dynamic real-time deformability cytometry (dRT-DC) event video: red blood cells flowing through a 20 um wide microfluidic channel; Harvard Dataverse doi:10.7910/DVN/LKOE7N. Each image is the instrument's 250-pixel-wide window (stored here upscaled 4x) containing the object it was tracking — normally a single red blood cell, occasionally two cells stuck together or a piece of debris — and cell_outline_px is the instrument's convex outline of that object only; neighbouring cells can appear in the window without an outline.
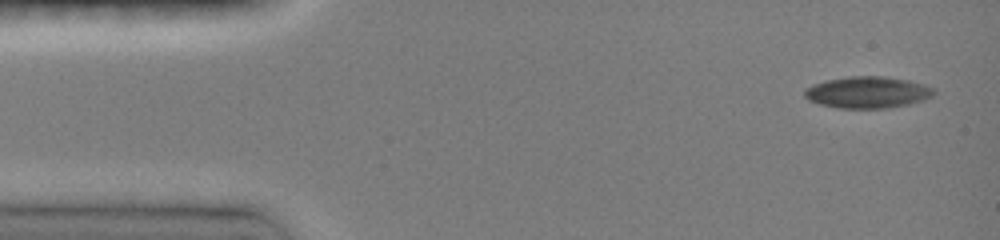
{"species": "common noctule bat (a hibernating species)", "species_latin": "Nyctalus noctula", "temperature_condition": "room temperature", "stored_images_in_passage": 7, "camera_frame_rate_fps": 3000, "um_per_image_px": 0.085, "animal": {"sex": "female", "body_mass_g": 19.0, "forearm_length_mm": 51.5}, "frame": {"image": 1, "passage_image": 1, "time_ms": 0.0, "image_size_px": [1000, 240], "cell_outline_px": [[936, 92], [932, 96], [924, 100], [908, 104], [888, 108], [836, 108], [820, 104], [808, 100], [804, 96], [804, 88], [812, 84], [824, 80], [848, 76], [884, 76], [908, 80], [924, 84], [936, 88]], "centroid_in_image_um": [73.73, 7.84], "position_along_channel_um": 11.3, "area_um2": 24.16}}
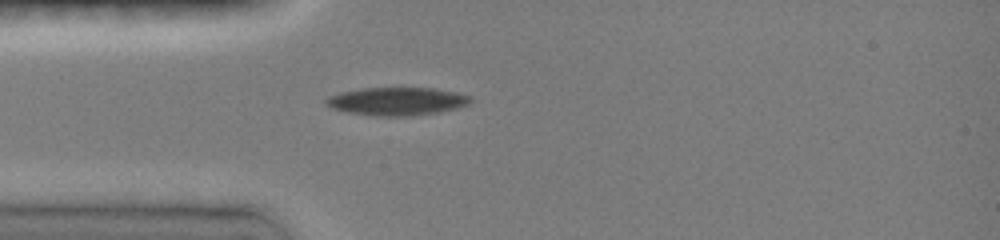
{"frame": {"image": 2, "passage_image": 7, "time_ms": 2.0, "image_size_px": [1000, 240], "cell_outline_px": [[472, 100], [468, 104], [456, 108], [440, 112], [412, 116], [380, 116], [348, 112], [332, 108], [324, 104], [324, 100], [328, 96], [340, 92], [360, 88], [432, 88], [456, 92], [472, 96]], "centroid_in_image_um": [33.73, 8.61], "position_along_channel_um": 51.3, "area_um2": 23.7}}